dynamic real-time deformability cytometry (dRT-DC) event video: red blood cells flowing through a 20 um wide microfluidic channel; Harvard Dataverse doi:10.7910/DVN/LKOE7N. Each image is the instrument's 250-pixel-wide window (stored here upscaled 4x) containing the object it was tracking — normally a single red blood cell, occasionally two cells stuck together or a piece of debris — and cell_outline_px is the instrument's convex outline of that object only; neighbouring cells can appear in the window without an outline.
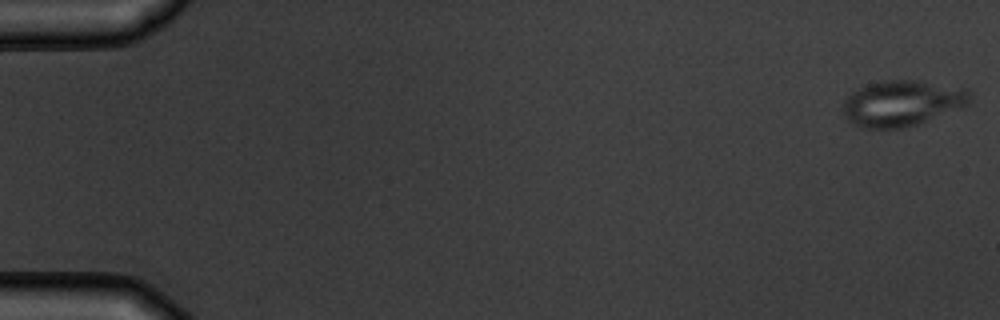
{"species": "common noctule bat (a hibernating species)", "species_latin": "Nyctalus noctula", "temperature_condition": "warm", "stored_images_in_passage": 8, "camera_frame_rate_fps": 3000, "um_per_image_px": 0.085, "animal": {"sex": "male", "body_mass_g": 19.5, "forearm_length_mm": 54.6}, "frame": {"image": 1, "passage_image": 1, "time_ms": 0.0, "image_size_px": [1000, 320], "cell_outline_px": [[972, 100], [968, 104], [960, 108], [916, 124], [900, 128], [864, 128], [848, 120], [844, 112], [844, 100], [852, 92], [864, 84], [880, 80], [920, 80], [968, 88]], "centroid_in_image_um": [76.7, 8.74], "position_along_channel_um": 8.3, "area_um2": 33.87}}